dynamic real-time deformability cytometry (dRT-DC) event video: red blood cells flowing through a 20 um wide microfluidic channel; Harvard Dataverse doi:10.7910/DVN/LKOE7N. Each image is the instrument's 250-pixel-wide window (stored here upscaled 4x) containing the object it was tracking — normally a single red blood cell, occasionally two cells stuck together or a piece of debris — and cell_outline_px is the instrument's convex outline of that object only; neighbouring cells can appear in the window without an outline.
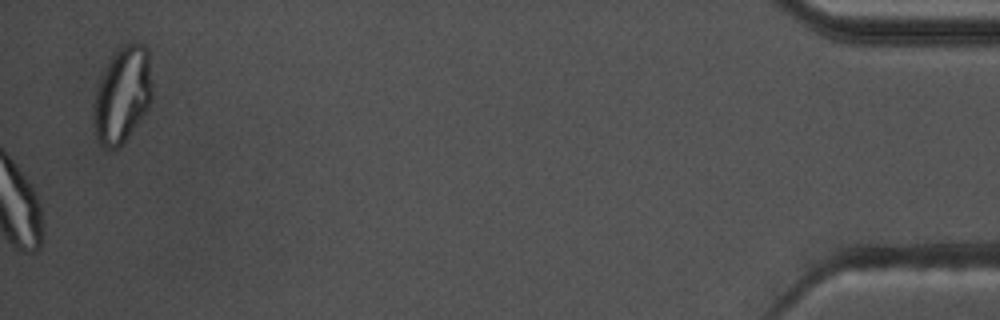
{"species": "common noctule bat (a hibernating species)", "species_latin": "Nyctalus noctula", "temperature_condition": "warm", "stored_images_in_passage": 50, "camera_frame_rate_fps": 3000, "um_per_image_px": 0.085, "animal": {"sex": "male", "body_mass_g": 17.5, "forearm_length_mm": 52.3}, "frame": {"image": 1, "passage_image": 50, "time_ms": 16.333, "image_size_px": [1000, 320], "cell_outline_px": [[152, 100], [148, 108], [124, 140], [116, 148], [104, 148], [100, 144], [92, 132], [92, 108], [96, 88], [112, 56], [120, 44], [144, 44], [148, 52], [152, 88]], "centroid_in_image_um": [10.36, 8.08], "position_along_channel_um": 424.8, "area_um2": 32.77}, "authors_computed_cell_mechanics": {"area_um2": 22.1374, "velocity_mm_per_s": 3.5022, "shape_relaxation_time_tau1_ms": null, "shape_relaxation_time_tau2_ms": 1.26, "deformation_change_tau1": null, "deformation_change_tau2": 0.0642}}